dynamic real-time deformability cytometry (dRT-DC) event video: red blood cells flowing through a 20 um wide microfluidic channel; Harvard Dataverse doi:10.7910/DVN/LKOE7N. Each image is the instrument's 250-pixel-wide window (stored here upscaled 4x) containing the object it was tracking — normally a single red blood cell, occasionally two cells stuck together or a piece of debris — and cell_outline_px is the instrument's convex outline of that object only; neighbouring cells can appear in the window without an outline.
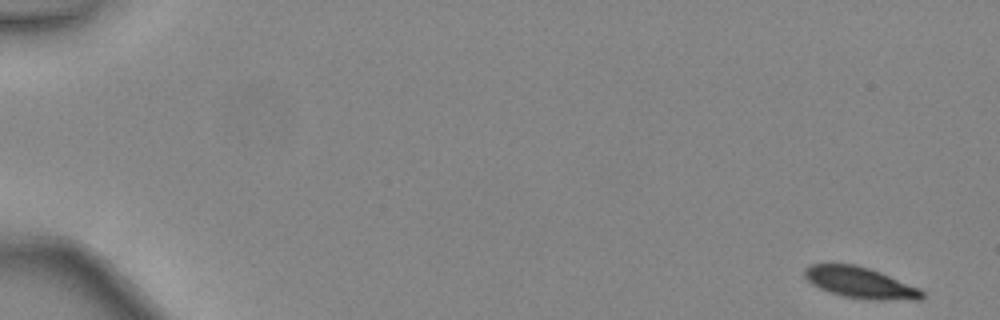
{"species": "common noctule bat (a hibernating species)", "species_latin": "Nyctalus noctula", "temperature_condition": "warm", "stored_images_in_passage": 48, "segment_of_instrument_passage": [1, 2], "camera_frame_rate_fps": 3000, "um_per_image_px": 0.085, "animal": {"sex": "female", "body_mass_g": 24.6, "forearm_length_mm": 56.2}, "frame": {"image": 1, "passage_image": 1, "time_ms": 0.0, "image_size_px": [1000, 320], "cell_outline_px": [[924, 296], [920, 300], [876, 300], [844, 296], [828, 292], [812, 284], [804, 276], [804, 268], [808, 264], [856, 264], [880, 272], [920, 288], [924, 292]], "centroid_in_image_um": [73.12, 24.03], "position_along_channel_um": 11.9, "area_um2": 21.33}}
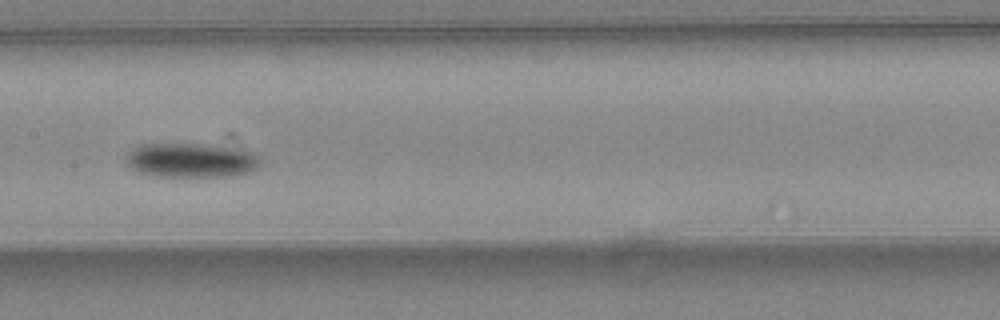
{"frame": {"image": 2, "passage_image": 25, "time_ms": 8.0, "image_size_px": [1000, 320], "cell_outline_px": [[260, 164], [256, 168], [248, 172], [228, 176], [156, 176], [140, 172], [132, 168], [124, 160], [124, 156], [132, 148], [140, 144], [208, 144], [248, 152], [256, 156], [260, 160]], "centroid_in_image_um": [16.15, 13.62], "position_along_channel_um": 191.3, "area_um2": 26.53}}
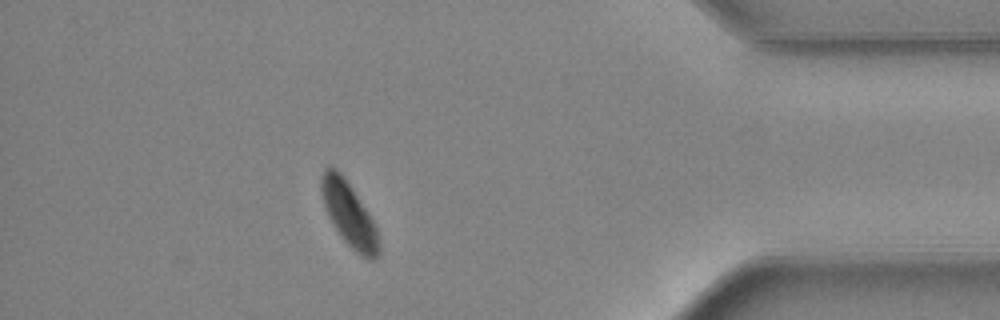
{"frame": {"image": 3, "passage_image": 42, "time_ms": 13.667, "image_size_px": [1000, 320], "cell_outline_px": [[380, 256], [376, 260], [368, 260], [360, 256], [340, 236], [332, 224], [328, 216], [320, 192], [320, 176], [324, 168], [328, 164], [336, 168], [340, 172], [352, 188], [372, 220], [376, 228], [380, 244]], "centroid_in_image_um": [29.65, 18.22], "position_along_channel_um": 405.6, "area_um2": 21.73}}